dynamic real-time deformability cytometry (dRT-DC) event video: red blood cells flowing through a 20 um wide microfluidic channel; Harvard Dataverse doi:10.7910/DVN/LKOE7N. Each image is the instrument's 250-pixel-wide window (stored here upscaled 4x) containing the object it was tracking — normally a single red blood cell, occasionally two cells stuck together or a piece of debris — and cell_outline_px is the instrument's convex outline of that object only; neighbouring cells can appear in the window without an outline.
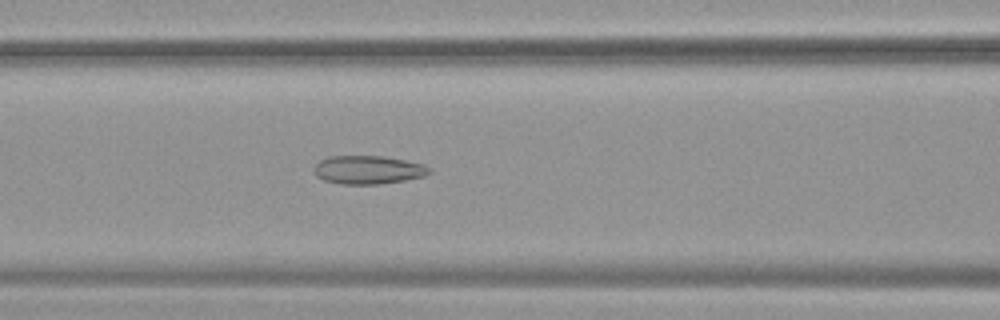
{"species": "common noctule bat (a hibernating species)", "species_latin": "Nyctalus noctula", "temperature_condition": "warm", "stored_images_in_passage": 55, "segment_of_instrument_passage": [1, 2], "camera_frame_rate_fps": 3000, "um_per_image_px": 0.085, "animal": {"sex": "female", "body_mass_g": 19.9}, "frame": {"image": 1, "passage_image": 24, "time_ms": 7.667, "image_size_px": [1000, 320], "cell_outline_px": [[432, 172], [424, 176], [404, 180], [376, 184], [340, 184], [324, 180], [316, 176], [312, 168], [320, 160], [328, 156], [384, 156], [424, 164], [432, 168]], "centroid_in_image_um": [31.28, 14.43], "position_along_channel_um": 135.3, "area_um2": 19.19}}
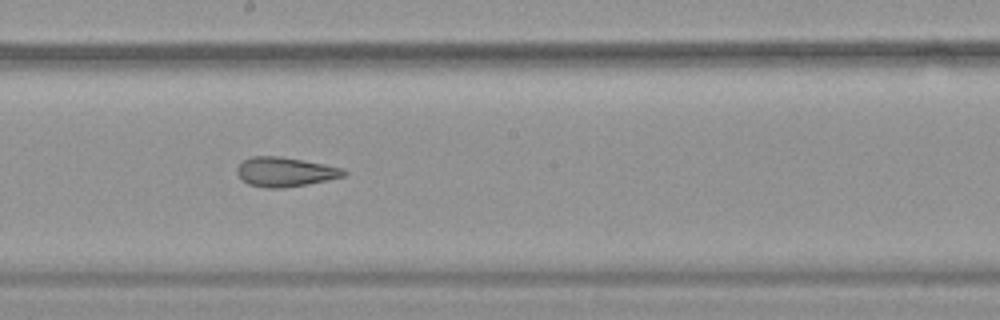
{"frame": {"image": 2, "passage_image": 31, "time_ms": 10.0, "image_size_px": [1000, 320], "cell_outline_px": [[348, 172], [344, 176], [328, 180], [308, 184], [280, 188], [264, 188], [248, 184], [236, 172], [236, 168], [244, 160], [252, 156], [280, 156], [324, 164], [344, 168]], "centroid_in_image_um": [24.25, 14.61], "position_along_channel_um": 223.9, "area_um2": 18.26}}
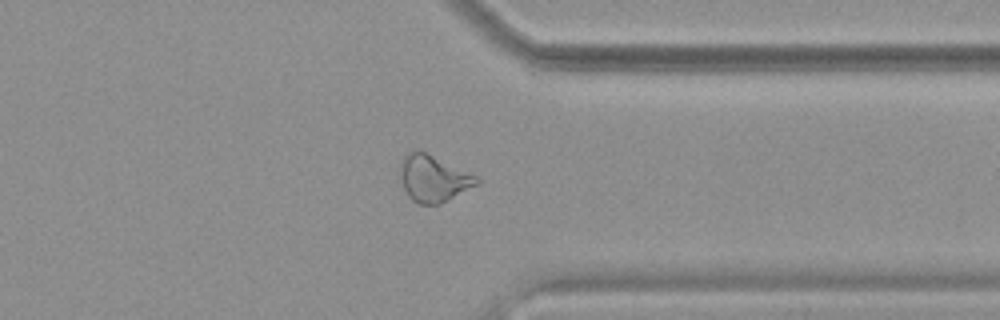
{"frame": {"image": 3, "passage_image": 43, "time_ms": 14.0, "image_size_px": [1000, 320], "cell_outline_px": [[480, 184], [440, 204], [420, 204], [412, 200], [408, 196], [404, 188], [400, 172], [400, 160], [408, 152], [420, 148], [476, 176], [480, 180]], "centroid_in_image_um": [36.83, 15.14], "position_along_channel_um": 374.6, "area_um2": 20.98}}